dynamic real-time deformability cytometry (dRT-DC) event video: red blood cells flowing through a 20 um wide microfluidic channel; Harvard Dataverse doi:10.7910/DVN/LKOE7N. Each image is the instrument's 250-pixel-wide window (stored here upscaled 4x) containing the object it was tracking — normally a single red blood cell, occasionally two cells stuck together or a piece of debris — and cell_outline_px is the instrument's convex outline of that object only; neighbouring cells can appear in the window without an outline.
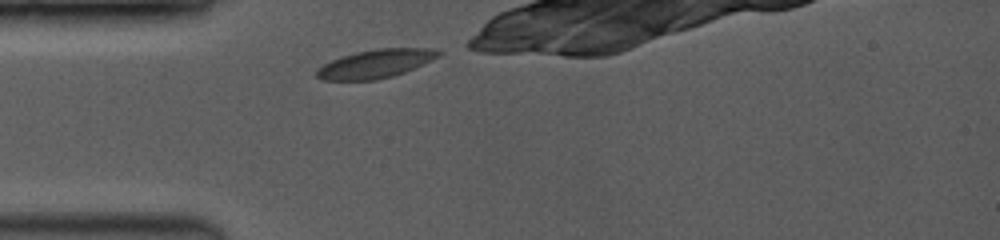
{"species": "common noctule bat (a hibernating species)", "species_latin": "Nyctalus noctula", "temperature_condition": "room temperature", "stored_images_in_passage": 11, "camera_frame_rate_fps": 3500, "um_per_image_px": 0.085, "animal": {"sex": "female", "body_mass_g": 19.0, "forearm_length_mm": 53.3}, "frame": {"image": 1, "passage_image": 1, "time_ms": 0.0, "image_size_px": [1000, 240], "cell_outline_px": [[440, 52], [436, 56], [404, 72], [392, 76], [376, 80], [324, 80], [316, 76], [316, 68], [340, 56], [356, 52], [380, 48], [436, 48]], "centroid_in_image_um": [31.84, 5.42], "position_along_channel_um": 53.2, "area_um2": 19.83}}
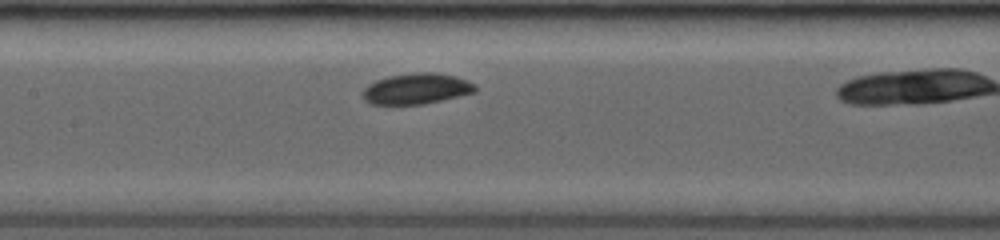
{"frame": {"image": 2, "passage_image": 8, "time_ms": 3.143, "image_size_px": [1000, 240], "cell_outline_px": [[476, 92], [424, 104], [368, 104], [364, 100], [360, 92], [368, 84], [376, 80], [388, 76], [416, 72], [436, 72], [456, 76], [476, 84]], "centroid_in_image_um": [35.37, 7.54], "position_along_channel_um": 172.0, "area_um2": 20.4}}
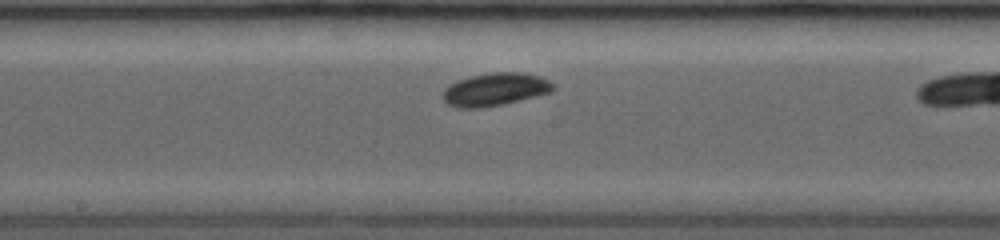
{"frame": {"image": 3, "passage_image": 10, "time_ms": 4.0, "image_size_px": [1000, 240], "cell_outline_px": [[556, 88], [552, 92], [504, 104], [480, 108], [456, 108], [448, 104], [440, 96], [444, 88], [448, 84], [456, 80], [472, 76], [492, 72], [524, 72], [540, 76], [548, 80]], "centroid_in_image_um": [42.05, 7.6], "position_along_channel_um": 206.2, "area_um2": 21.44}}